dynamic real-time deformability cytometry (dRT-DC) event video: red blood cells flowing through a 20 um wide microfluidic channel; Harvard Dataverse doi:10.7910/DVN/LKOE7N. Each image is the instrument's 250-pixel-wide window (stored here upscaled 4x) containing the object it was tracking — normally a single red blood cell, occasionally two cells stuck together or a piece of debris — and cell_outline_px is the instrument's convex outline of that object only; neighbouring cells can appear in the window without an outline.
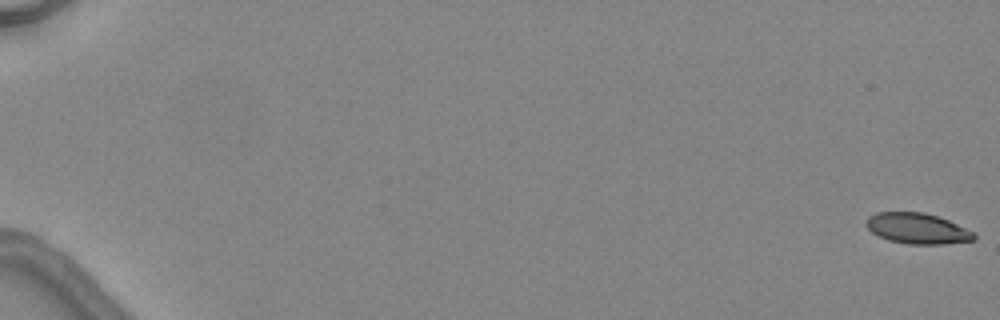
{"species": "common noctule bat (a hibernating species)", "species_latin": "Nyctalus noctula", "temperature_condition": "warm", "stored_images_in_passage": 7, "segment_of_instrument_passage": [1, 2], "camera_frame_rate_fps": 3000, "um_per_image_px": 0.085, "animal": {"sex": "female", "body_mass_g": 24.6, "forearm_length_mm": 56.2}, "frame": {"image": 1, "passage_image": 1, "time_ms": 0.0, "image_size_px": [1000, 320], "cell_outline_px": [[976, 240], [944, 244], [908, 244], [888, 240], [872, 232], [864, 224], [868, 216], [876, 212], [924, 212], [948, 220], [972, 232], [976, 236]], "centroid_in_image_um": [77.94, 19.42], "position_along_channel_um": 7.1, "area_um2": 19.19}}
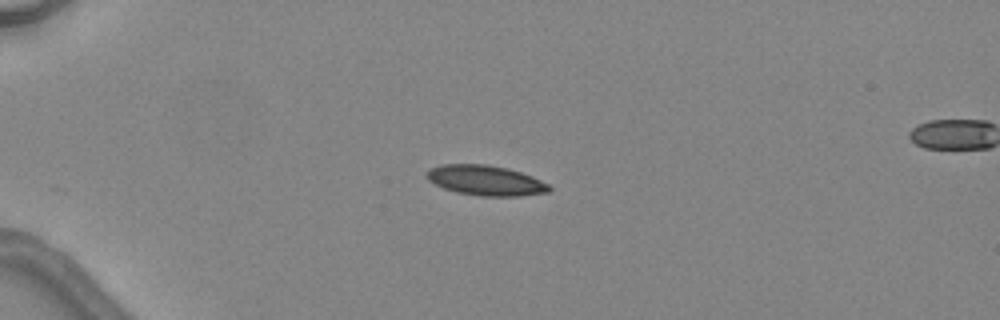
{"frame": {"image": 2, "passage_image": 5, "time_ms": 4.667, "image_size_px": [1000, 320], "cell_outline_px": [[552, 188], [548, 192], [520, 196], [480, 196], [456, 192], [444, 188], [428, 180], [428, 172], [432, 168], [440, 164], [488, 164], [508, 168], [532, 176], [548, 184]], "centroid_in_image_um": [41.31, 15.33], "position_along_channel_um": 43.7, "area_um2": 21.39}}